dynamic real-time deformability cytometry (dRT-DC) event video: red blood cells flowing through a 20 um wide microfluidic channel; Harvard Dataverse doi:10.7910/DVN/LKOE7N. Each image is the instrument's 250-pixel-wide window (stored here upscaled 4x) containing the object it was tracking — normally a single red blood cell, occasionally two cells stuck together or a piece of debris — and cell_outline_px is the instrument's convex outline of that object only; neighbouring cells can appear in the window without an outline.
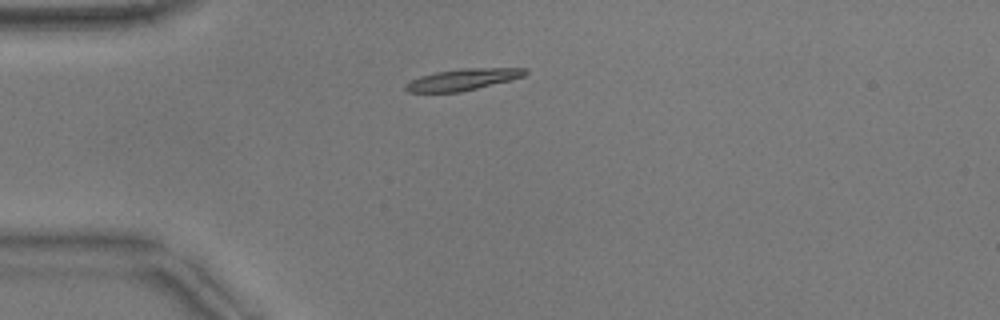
{"species": "common noctule bat (a hibernating species)", "species_latin": "Nyctalus noctula", "temperature_condition": "warm", "stored_images_in_passage": 40, "camera_frame_rate_fps": 3000, "um_per_image_px": 0.085, "animal": {"sex": "male", "body_mass_g": 17.9}, "frame": {"image": 1, "passage_image": 1, "time_ms": 0.0, "image_size_px": [1000, 320], "cell_outline_px": [[528, 72], [524, 76], [512, 80], [460, 92], [408, 92], [404, 88], [412, 80], [420, 76], [436, 72], [464, 68], [528, 68]], "centroid_in_image_um": [39.4, 6.75], "position_along_channel_um": 45.6, "area_um2": 14.85}}
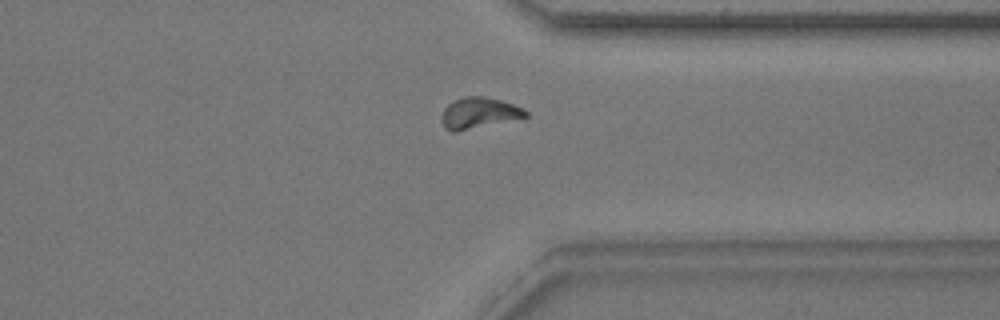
{"frame": {"image": 2, "passage_image": 28, "time_ms": 9.0, "image_size_px": [1000, 320], "cell_outline_px": [[528, 116], [456, 132], [452, 132], [444, 128], [440, 120], [444, 108], [452, 100], [464, 96], [484, 96], [500, 100], [512, 104], [528, 112]], "centroid_in_image_um": [40.63, 9.6], "position_along_channel_um": 370.8, "area_um2": 15.09}}
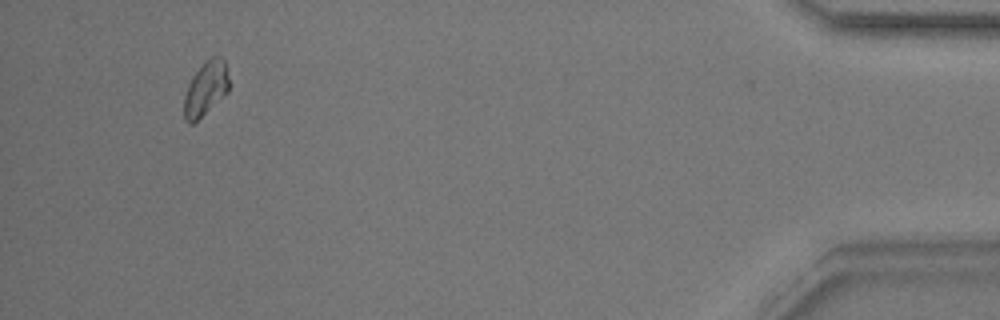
{"frame": {"image": 3, "passage_image": 37, "time_ms": 12.0, "image_size_px": [1000, 320], "cell_outline_px": [[228, 92], [192, 124], [188, 124], [184, 120], [184, 96], [188, 84], [192, 76], [212, 56], [220, 56], [224, 60], [228, 76]], "centroid_in_image_um": [17.47, 7.55], "position_along_channel_um": 417.7, "area_um2": 13.87}, "authors_computed_cell_mechanics": {"area_um2": 14.739, "velocity_mm_per_s": 3.8312, "shape_relaxation_time_tau1_ms": 8.3753, "shape_relaxation_time_tau2_ms": null, "deformation_change_tau1": 0.2529, "deformation_change_tau2": null}}